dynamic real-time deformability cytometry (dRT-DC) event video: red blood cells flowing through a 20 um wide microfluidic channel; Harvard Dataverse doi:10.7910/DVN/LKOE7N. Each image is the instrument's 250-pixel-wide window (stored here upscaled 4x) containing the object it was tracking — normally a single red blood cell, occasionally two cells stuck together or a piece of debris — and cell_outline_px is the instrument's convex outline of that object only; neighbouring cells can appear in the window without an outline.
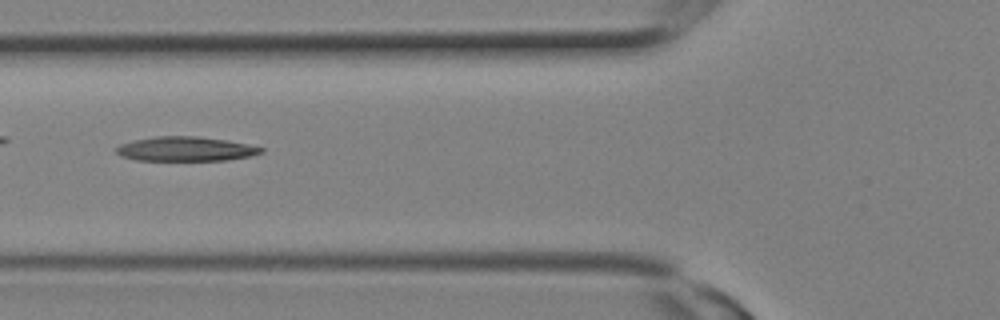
{"species": "Egyptian fruit bat (a non-hibernating species)", "species_latin": "Rousettus aegyptiacus", "temperature_condition": "room temperature", "stored_images_in_passage": 4, "camera_frame_rate_fps": 3000, "um_per_image_px": 0.085, "animal": {"sex": "female"}, "frame": {"image": 1, "passage_image": 3, "time_ms": 0.667, "image_size_px": [1000, 320], "cell_outline_px": [[264, 152], [252, 156], [224, 160], [136, 160], [120, 156], [112, 148], [120, 144], [136, 140], [156, 136], [196, 136], [228, 140], [264, 148]], "centroid_in_image_um": [15.76, 12.66], "position_along_channel_um": 110.0, "area_um2": 20.63}}